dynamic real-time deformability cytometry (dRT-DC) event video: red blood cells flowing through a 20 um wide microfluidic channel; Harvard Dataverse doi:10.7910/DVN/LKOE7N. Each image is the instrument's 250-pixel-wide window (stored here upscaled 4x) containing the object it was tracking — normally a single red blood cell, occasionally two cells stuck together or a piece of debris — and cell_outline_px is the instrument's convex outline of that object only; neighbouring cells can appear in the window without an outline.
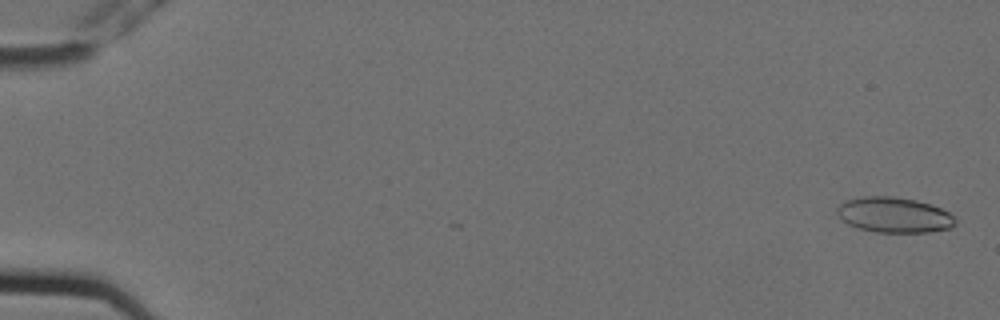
{"species": "Egyptian fruit bat (a non-hibernating species)", "species_latin": "Rousettus aegyptiacus", "temperature_condition": "cold", "stored_images_in_passage": 6, "camera_frame_rate_fps": 3000, "um_per_image_px": 0.085, "animal": {"sex": "female"}, "frame": {"image": 1, "passage_image": 1, "time_ms": 0.0, "image_size_px": [1000, 320], "cell_outline_px": [[956, 224], [948, 228], [932, 232], [876, 232], [860, 228], [848, 224], [836, 212], [836, 208], [844, 200], [864, 196], [892, 196], [916, 200], [940, 208], [956, 216]], "centroid_in_image_um": [76.01, 18.26], "position_along_channel_um": 9.0, "area_um2": 24.33}}
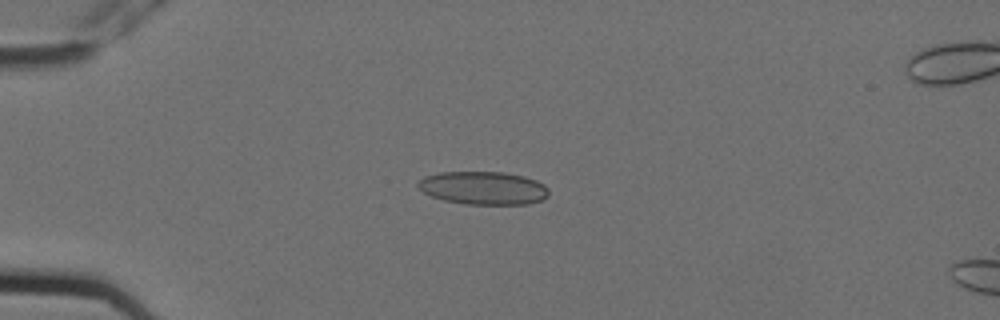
{"frame": {"image": 2, "passage_image": 5, "time_ms": 1.333, "image_size_px": [1000, 320], "cell_outline_px": [[548, 196], [540, 200], [528, 204], [468, 204], [444, 200], [432, 196], [424, 192], [416, 184], [424, 176], [440, 172], [504, 172], [524, 176], [536, 180], [544, 184], [548, 188]], "centroid_in_image_um": [41.1, 15.97], "position_along_channel_um": 43.9, "area_um2": 25.14}}